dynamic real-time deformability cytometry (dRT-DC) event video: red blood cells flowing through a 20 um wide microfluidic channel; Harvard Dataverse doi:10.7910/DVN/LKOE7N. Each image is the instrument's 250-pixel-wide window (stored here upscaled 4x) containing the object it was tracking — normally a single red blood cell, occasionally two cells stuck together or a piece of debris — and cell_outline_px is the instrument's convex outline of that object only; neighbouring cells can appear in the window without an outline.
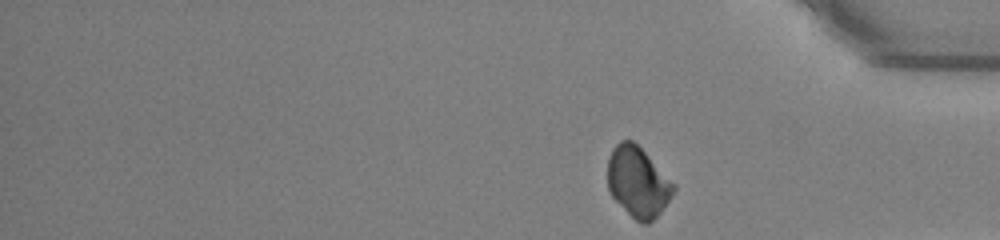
{"species": "common noctule bat (a hibernating species)", "species_latin": "Nyctalus noctula", "temperature_condition": "warm", "stored_images_in_passage": 45, "segment_of_instrument_passage": [2, 2], "camera_frame_rate_fps": 3000, "um_per_image_px": 0.085, "animal": {"sex": "male", "body_mass_g": 13.0, "forearm_length_mm": 53.1}, "frame": {"image": 1, "passage_image": 45, "time_ms": 14.667, "image_size_px": [1000, 240], "cell_outline_px": [[676, 188], [672, 196], [660, 212], [648, 224], [644, 224], [636, 220], [612, 196], [608, 188], [608, 156], [612, 148], [620, 140], [632, 140], [676, 184]], "centroid_in_image_um": [54.22, 15.46], "position_along_channel_um": 381.0, "area_um2": 26.7}}